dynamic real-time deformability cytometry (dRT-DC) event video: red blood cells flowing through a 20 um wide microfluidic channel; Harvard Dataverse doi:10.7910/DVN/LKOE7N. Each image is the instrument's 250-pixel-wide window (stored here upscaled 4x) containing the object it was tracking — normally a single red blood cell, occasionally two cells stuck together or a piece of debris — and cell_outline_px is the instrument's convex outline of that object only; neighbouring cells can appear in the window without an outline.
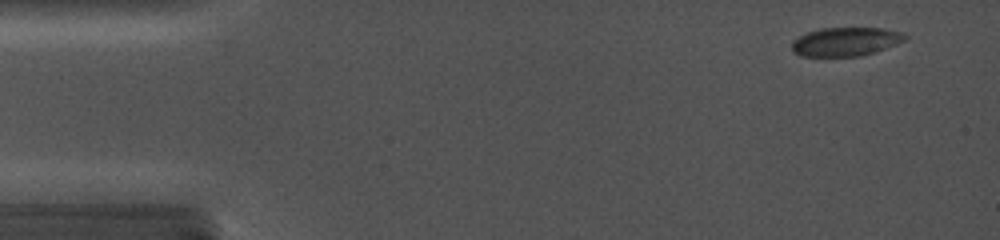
{"species": "common noctule bat (a hibernating species)", "species_latin": "Nyctalus noctula", "temperature_condition": "cold", "stored_images_in_passage": 69, "camera_frame_rate_fps": 5000, "um_per_image_px": 0.085, "animal": {"sex": "female", "body_mass_g": 19.0, "forearm_length_mm": 56.7}, "frame": {"image": 1, "passage_image": 6, "time_ms": 0.8, "image_size_px": [1000, 240], "cell_outline_px": [[908, 36], [904, 40], [896, 44], [876, 52], [860, 56], [800, 56], [792, 52], [792, 40], [808, 32], [820, 28], [884, 28], [904, 32]], "centroid_in_image_um": [71.89, 3.54], "position_along_channel_um": 13.1, "area_um2": 19.07}}
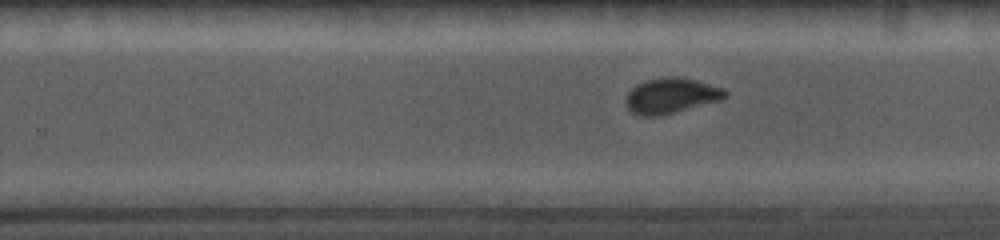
{"frame": {"image": 2, "passage_image": 48, "time_ms": 10.2, "image_size_px": [1000, 240], "cell_outline_px": [[728, 96], [724, 100], [664, 116], [636, 116], [624, 104], [624, 100], [628, 92], [636, 84], [648, 80], [664, 76], [680, 76], [696, 80], [724, 88], [728, 92]], "centroid_in_image_um": [57.07, 8.15], "position_along_channel_um": 272.7, "area_um2": 21.27}}
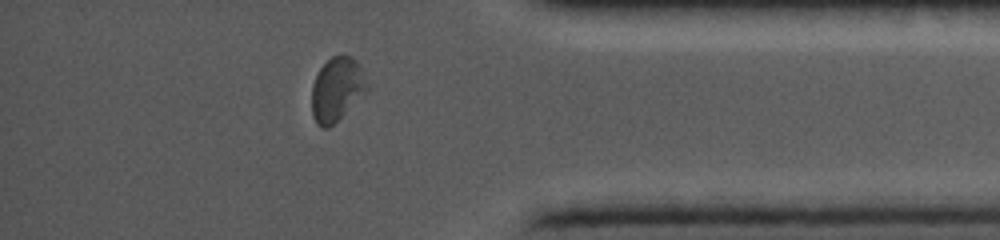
{"frame": {"image": 3, "passage_image": 61, "time_ms": 13.8, "image_size_px": [1000, 240], "cell_outline_px": [[368, 88], [328, 128], [320, 128], [316, 124], [312, 116], [312, 84], [320, 68], [332, 56], [352, 56], [360, 64], [368, 84]], "centroid_in_image_um": [28.6, 7.57], "position_along_channel_um": 406.6, "area_um2": 20.11}}